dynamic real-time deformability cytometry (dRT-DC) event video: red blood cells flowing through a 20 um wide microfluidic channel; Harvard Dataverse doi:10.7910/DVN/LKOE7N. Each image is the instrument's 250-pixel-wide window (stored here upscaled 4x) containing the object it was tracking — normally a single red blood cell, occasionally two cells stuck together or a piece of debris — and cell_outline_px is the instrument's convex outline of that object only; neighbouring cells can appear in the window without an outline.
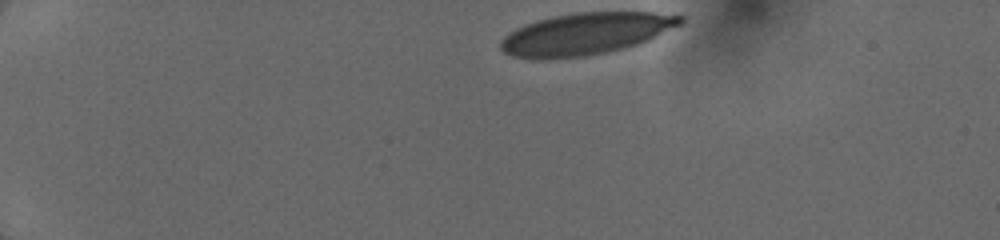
{"species": "human", "species_latin": "Homo sapiens", "temperature_condition": "cold", "stored_images_in_passage": 19, "camera_frame_rate_fps": 3000, "um_per_image_px": 0.085, "donor": {"sex": "female"}, "frame": {"image": 1, "passage_image": 1, "time_ms": 0.0, "image_size_px": [1000, 240], "cell_outline_px": [[684, 20], [680, 24], [648, 40], [636, 44], [604, 52], [580, 56], [540, 60], [512, 56], [504, 52], [500, 48], [500, 40], [504, 36], [516, 28], [524, 24], [536, 20], [552, 16], [576, 12], [652, 12], [684, 16]], "centroid_in_image_um": [49.72, 2.86], "position_along_channel_um": 35.3, "area_um2": 43.58}}
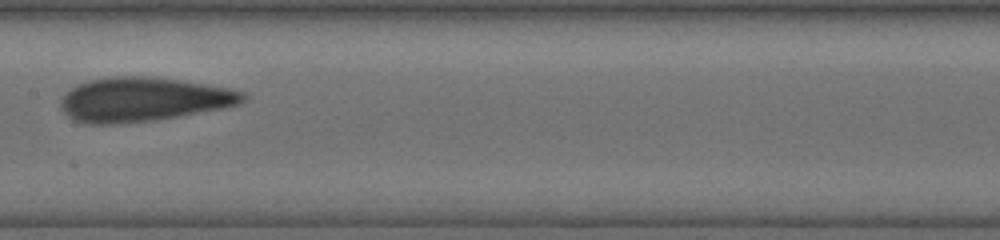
{"frame": {"image": 2, "passage_image": 11, "time_ms": 6.0, "image_size_px": [1000, 240], "cell_outline_px": [[244, 100], [240, 104], [220, 108], [156, 120], [120, 124], [88, 124], [72, 120], [60, 108], [60, 96], [64, 92], [76, 84], [88, 80], [112, 76], [148, 76], [204, 84], [228, 88], [244, 92]], "centroid_in_image_um": [12.06, 8.45], "position_along_channel_um": 195.3, "area_um2": 46.93}}
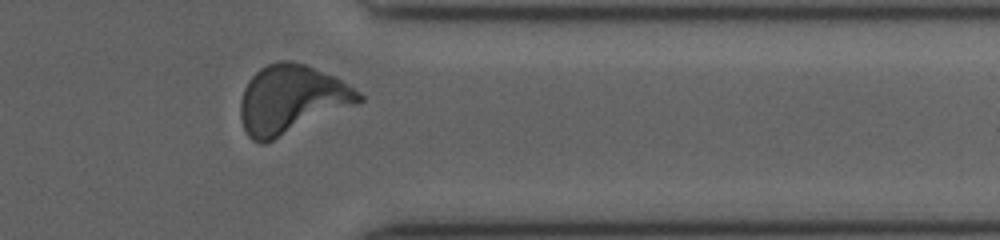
{"frame": {"image": 3, "passage_image": 17, "time_ms": 10.667, "image_size_px": [1000, 240], "cell_outline_px": [[364, 100], [356, 104], [264, 144], [260, 144], [252, 140], [248, 136], [244, 128], [240, 116], [240, 100], [244, 88], [248, 80], [260, 68], [276, 60], [288, 60], [304, 64], [336, 76], [360, 92], [364, 96]], "centroid_in_image_um": [24.75, 8.44], "position_along_channel_um": 386.6, "area_um2": 47.22}}